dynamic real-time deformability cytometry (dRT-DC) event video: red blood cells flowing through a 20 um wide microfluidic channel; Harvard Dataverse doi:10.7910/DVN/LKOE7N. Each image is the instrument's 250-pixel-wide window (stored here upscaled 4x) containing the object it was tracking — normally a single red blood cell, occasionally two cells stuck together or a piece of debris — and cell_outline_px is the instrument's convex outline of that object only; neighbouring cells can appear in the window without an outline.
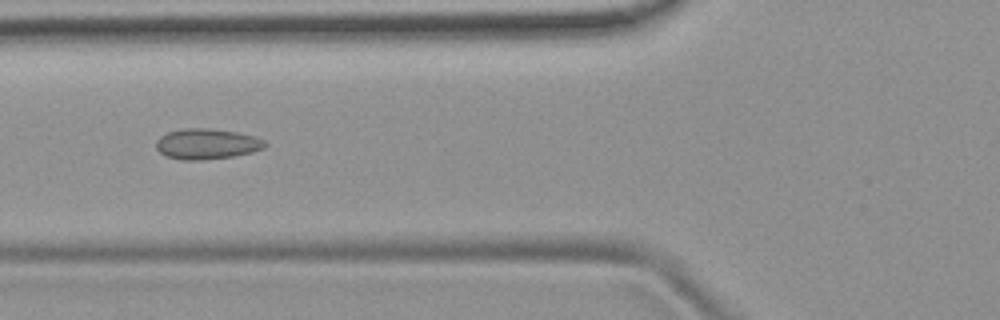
{"species": "common noctule bat (a hibernating species)", "species_latin": "Nyctalus noctula", "temperature_condition": "room temperature", "stored_images_in_passage": 7, "camera_frame_rate_fps": 3000, "um_per_image_px": 0.085, "animal": {"sex": "female", "body_mass_g": 19.9}, "frame": {"image": 1, "passage_image": 4, "time_ms": 1.0, "image_size_px": [1000, 320], "cell_outline_px": [[268, 144], [264, 148], [252, 152], [232, 156], [200, 160], [180, 160], [168, 156], [160, 152], [156, 148], [156, 140], [160, 136], [168, 132], [184, 128], [208, 128], [236, 132], [256, 136], [264, 140]], "centroid_in_image_um": [17.59, 12.23], "position_along_channel_um": 108.2, "area_um2": 19.36}}
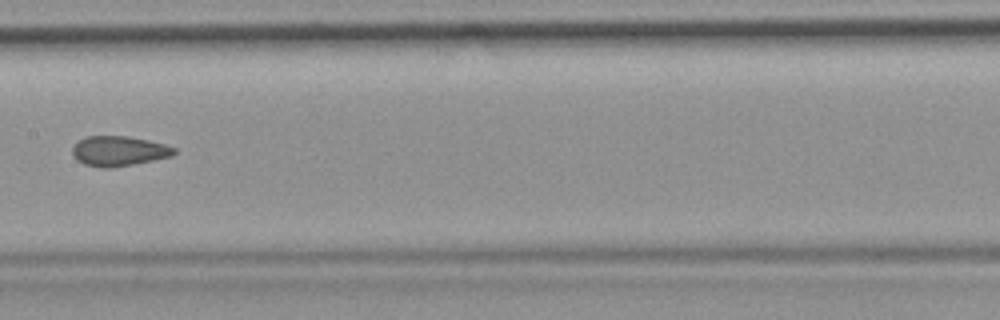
{"frame": {"image": 2, "passage_image": 6, "time_ms": 1.667, "image_size_px": [1000, 320], "cell_outline_px": [[176, 152], [172, 156], [112, 168], [100, 168], [84, 164], [76, 160], [72, 156], [72, 148], [84, 136], [128, 136], [148, 140], [164, 144], [176, 148]], "centroid_in_image_um": [10.07, 12.84], "position_along_channel_um": 197.3, "area_um2": 17.8}}
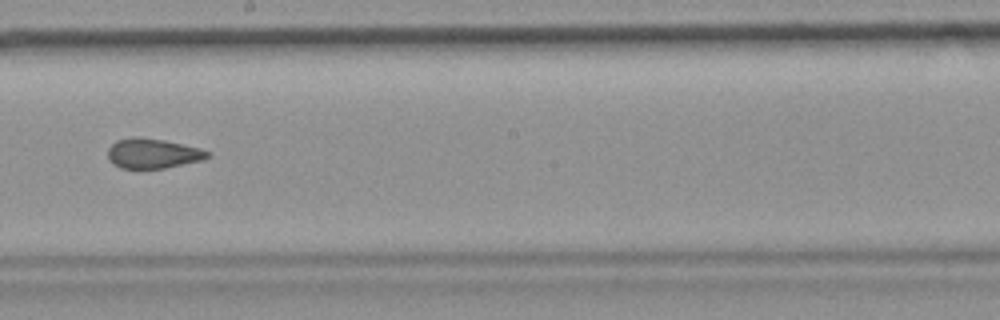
{"frame": {"image": 3, "passage_image": 7, "time_ms": 2.0, "image_size_px": [1000, 320], "cell_outline_px": [[212, 152], [208, 156], [200, 160], [164, 168], [120, 168], [112, 164], [108, 160], [108, 148], [116, 140], [132, 136], [140, 136], [164, 140], [200, 148]], "centroid_in_image_um": [12.93, 13.02], "position_along_channel_um": 235.3, "area_um2": 17.4}}